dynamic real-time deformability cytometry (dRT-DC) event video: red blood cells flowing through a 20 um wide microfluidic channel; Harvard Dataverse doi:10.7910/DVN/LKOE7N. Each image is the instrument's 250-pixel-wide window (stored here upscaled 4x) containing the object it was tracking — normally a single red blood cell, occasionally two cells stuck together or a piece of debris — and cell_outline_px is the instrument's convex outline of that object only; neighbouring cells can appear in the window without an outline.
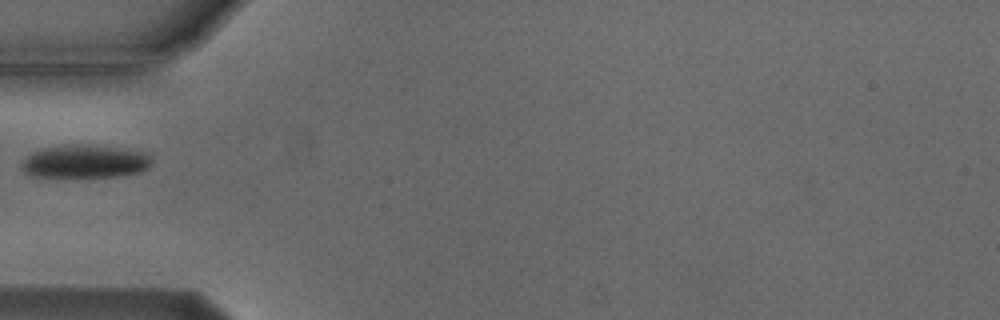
{"species": "Egyptian fruit bat (a non-hibernating species)", "species_latin": "Rousettus aegyptiacus", "temperature_condition": "cold", "stored_images_in_passage": 1, "camera_frame_rate_fps": 3000, "um_per_image_px": 0.085, "animal": {"sex": "male"}, "frame": {"image": 1, "passage_image": 1, "time_ms": 0.0, "image_size_px": [1000, 320], "cell_outline_px": [[152, 164], [148, 168], [140, 172], [116, 176], [76, 180], [28, 176], [20, 168], [20, 164], [32, 152], [40, 148], [80, 144], [88, 144], [124, 148], [148, 152], [152, 156]], "centroid_in_image_um": [7.21, 13.77], "position_along_channel_um": 77.8, "area_um2": 26.59}}